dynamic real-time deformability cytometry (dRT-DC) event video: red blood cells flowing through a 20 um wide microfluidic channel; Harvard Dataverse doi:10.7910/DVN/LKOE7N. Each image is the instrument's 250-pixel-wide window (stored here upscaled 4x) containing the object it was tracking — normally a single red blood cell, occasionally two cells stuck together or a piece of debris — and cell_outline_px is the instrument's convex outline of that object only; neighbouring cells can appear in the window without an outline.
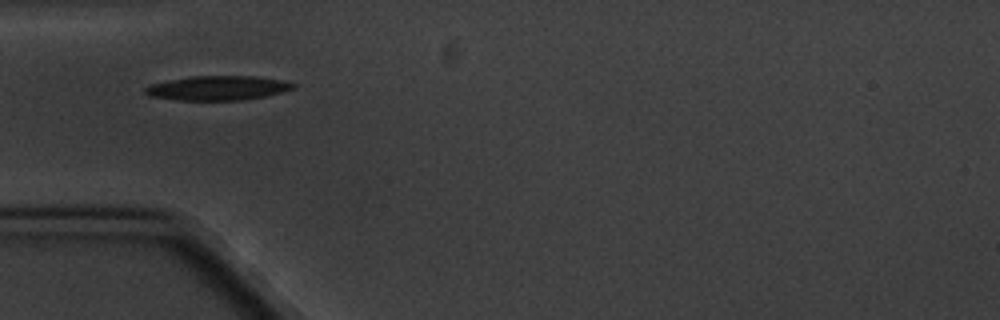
{"species": "common noctule bat (a hibernating species)", "species_latin": "Nyctalus noctula", "temperature_condition": "cold", "stored_images_in_passage": 6, "camera_frame_rate_fps": 3000, "um_per_image_px": 0.085, "animal": {"sex": "male", "body_mass_g": 20.1, "forearm_length_mm": 53.5}, "frame": {"image": 1, "passage_image": 5, "time_ms": 5.667, "image_size_px": [1000, 320], "cell_outline_px": [[296, 88], [264, 96], [244, 100], [176, 100], [152, 96], [144, 92], [144, 88], [152, 84], [168, 80], [192, 76], [252, 76], [280, 80], [296, 84]], "centroid_in_image_um": [18.5, 7.48], "position_along_channel_um": 66.5, "area_um2": 20.81}}